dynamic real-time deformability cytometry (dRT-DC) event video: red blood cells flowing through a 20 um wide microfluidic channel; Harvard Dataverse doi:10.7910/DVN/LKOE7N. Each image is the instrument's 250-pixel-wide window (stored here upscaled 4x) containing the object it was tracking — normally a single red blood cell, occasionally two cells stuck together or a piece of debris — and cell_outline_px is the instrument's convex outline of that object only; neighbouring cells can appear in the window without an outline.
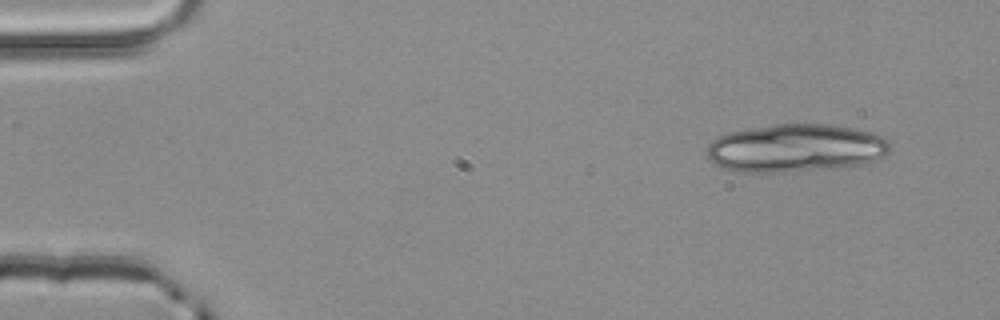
{"species": "common noctule bat (a hibernating species)", "species_latin": "Nyctalus noctula", "temperature_condition": "room temperature", "stored_images_in_passage": 3, "camera_frame_rate_fps": 3000, "um_per_image_px": 0.085, "animal": {"sex": "male", "body_mass_g": 20.4}, "frame": {"image": 1, "passage_image": 1, "time_ms": 0.0, "image_size_px": [1000, 320], "cell_outline_px": [[888, 152], [884, 156], [876, 160], [860, 164], [832, 168], [784, 172], [740, 172], [716, 164], [708, 160], [708, 144], [712, 140], [728, 132], [772, 124], [824, 124], [852, 128], [872, 132], [884, 136], [888, 140]], "centroid_in_image_um": [67.63, 12.58], "position_along_channel_um": 17.4, "area_um2": 51.04}}